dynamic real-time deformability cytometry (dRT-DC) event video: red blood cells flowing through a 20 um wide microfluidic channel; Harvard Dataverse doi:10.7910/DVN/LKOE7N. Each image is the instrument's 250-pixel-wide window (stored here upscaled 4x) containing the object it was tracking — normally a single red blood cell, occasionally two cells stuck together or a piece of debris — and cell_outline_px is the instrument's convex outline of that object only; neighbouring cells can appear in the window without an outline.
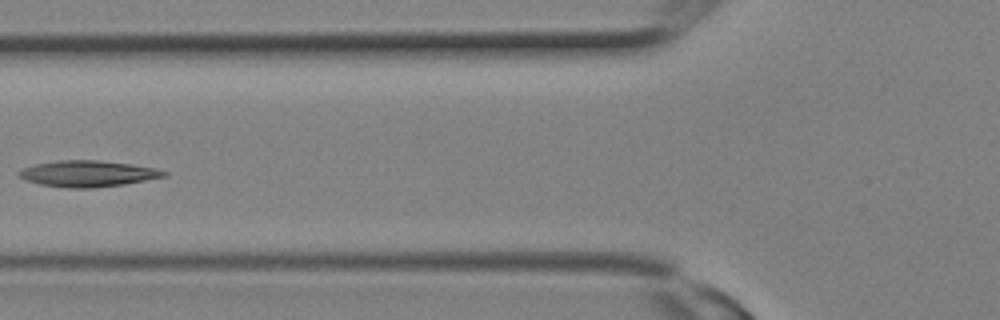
{"species": "Egyptian fruit bat (a non-hibernating species)", "species_latin": "Rousettus aegyptiacus", "temperature_condition": "room temperature", "stored_images_in_passage": 14, "camera_frame_rate_fps": 3000, "um_per_image_px": 0.085, "animal": {"sex": "female"}, "frame": {"image": 1, "passage_image": 10, "time_ms": 3.0, "image_size_px": [1000, 320], "cell_outline_px": [[168, 176], [124, 184], [92, 188], [68, 188], [40, 184], [24, 180], [16, 172], [24, 168], [36, 164], [60, 160], [96, 160], [132, 164], [156, 168], [168, 172]], "centroid_in_image_um": [7.49, 14.76], "position_along_channel_um": 118.3, "area_um2": 22.08}}
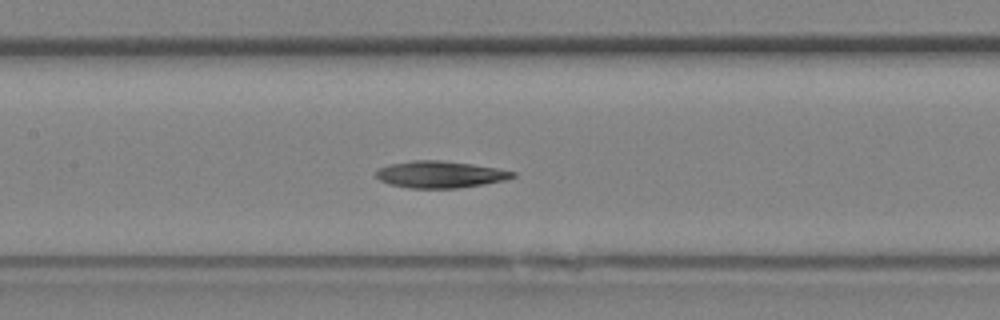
{"frame": {"image": 2, "passage_image": 12, "time_ms": 3.667, "image_size_px": [1000, 320], "cell_outline_px": [[516, 176], [504, 180], [484, 184], [456, 188], [408, 188], [392, 184], [380, 180], [376, 176], [376, 172], [380, 168], [388, 164], [412, 160], [440, 160], [472, 164], [496, 168], [516, 172]], "centroid_in_image_um": [37.41, 14.82], "position_along_channel_um": 170.0, "area_um2": 21.21}}